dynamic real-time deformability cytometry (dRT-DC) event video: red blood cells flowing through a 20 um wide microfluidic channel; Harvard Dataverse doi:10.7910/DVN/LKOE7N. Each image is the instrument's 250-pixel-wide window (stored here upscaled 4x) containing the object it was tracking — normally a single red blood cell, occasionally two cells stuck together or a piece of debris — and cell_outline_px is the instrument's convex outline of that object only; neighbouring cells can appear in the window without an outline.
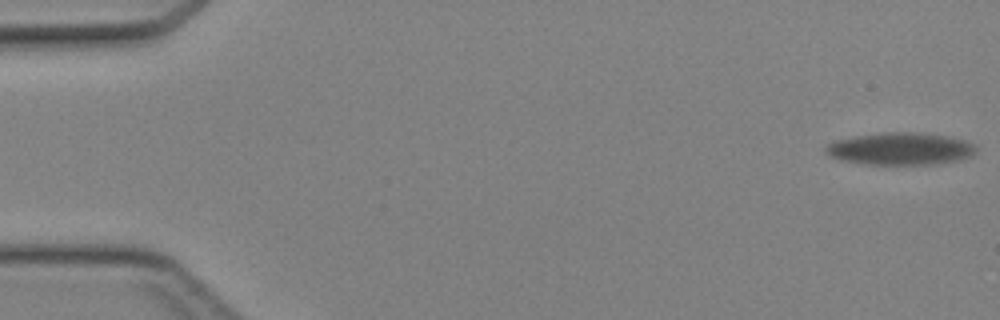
{"species": "Egyptian fruit bat (a non-hibernating species)", "species_latin": "Rousettus aegyptiacus", "temperature_condition": "cold", "stored_images_in_passage": 37, "camera_frame_rate_fps": 3000, "um_per_image_px": 0.085, "animal": {"sex": "female"}, "frame": {"image": 1, "passage_image": 1, "time_ms": 0.0, "image_size_px": [1000, 320], "cell_outline_px": [[976, 152], [972, 156], [956, 160], [932, 164], [864, 164], [840, 160], [828, 156], [824, 152], [824, 148], [828, 144], [836, 140], [856, 136], [884, 132], [912, 132], [948, 136], [964, 140], [976, 144]], "centroid_in_image_um": [76.51, 12.64], "position_along_channel_um": 8.5, "area_um2": 28.32}}
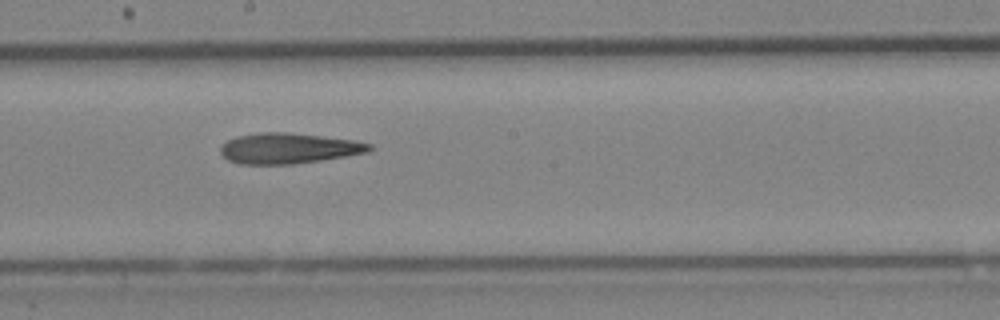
{"frame": {"image": 2, "passage_image": 18, "time_ms": 5.667, "image_size_px": [1000, 320], "cell_outline_px": [[372, 148], [368, 152], [320, 160], [292, 164], [240, 164], [228, 160], [220, 152], [220, 148], [228, 140], [236, 136], [260, 132], [288, 132], [356, 140], [372, 144]], "centroid_in_image_um": [24.52, 12.6], "position_along_channel_um": 223.7, "area_um2": 26.41}}
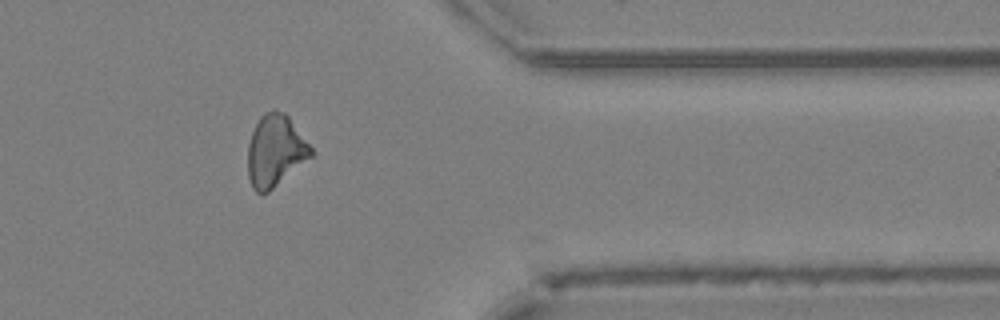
{"frame": {"image": 3, "passage_image": 30, "time_ms": 9.667, "image_size_px": [1000, 320], "cell_outline_px": [[312, 156], [268, 192], [256, 192], [252, 188], [248, 176], [248, 144], [252, 132], [260, 116], [264, 112], [272, 108], [276, 108], [284, 112], [288, 116], [312, 148]], "centroid_in_image_um": [23.38, 12.78], "position_along_channel_um": 388.0, "area_um2": 26.24}}